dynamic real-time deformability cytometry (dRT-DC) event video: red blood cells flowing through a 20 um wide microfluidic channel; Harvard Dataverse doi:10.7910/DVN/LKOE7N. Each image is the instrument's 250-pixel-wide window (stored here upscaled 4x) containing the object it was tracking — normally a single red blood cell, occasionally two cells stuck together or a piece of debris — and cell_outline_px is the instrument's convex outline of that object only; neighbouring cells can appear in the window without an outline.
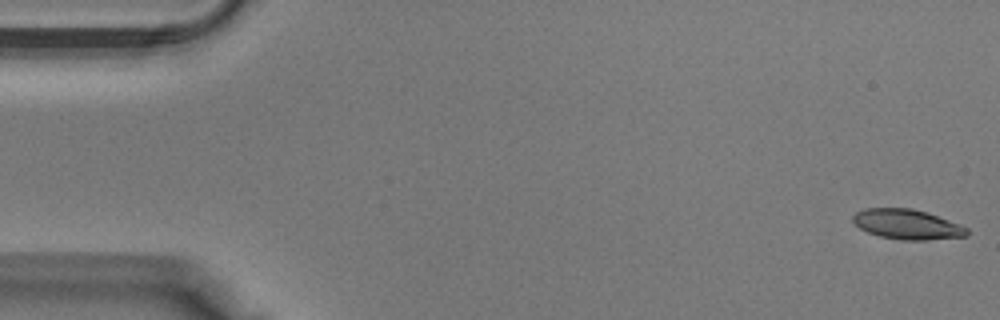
{"species": "Egyptian fruit bat (a non-hibernating species)", "species_latin": "Rousettus aegyptiacus", "temperature_condition": "warm", "stored_images_in_passage": 39, "camera_frame_rate_fps": 3000, "um_per_image_px": 0.085, "animal": {"sex": "male"}, "frame": {"image": 1, "passage_image": 1, "time_ms": 0.0, "image_size_px": [1000, 320], "cell_outline_px": [[968, 236], [924, 240], [900, 240], [880, 236], [868, 232], [860, 228], [852, 220], [852, 216], [856, 212], [864, 208], [912, 208], [928, 212], [960, 224], [968, 228]], "centroid_in_image_um": [77.12, 19.06], "position_along_channel_um": 7.9, "area_um2": 20.0}}
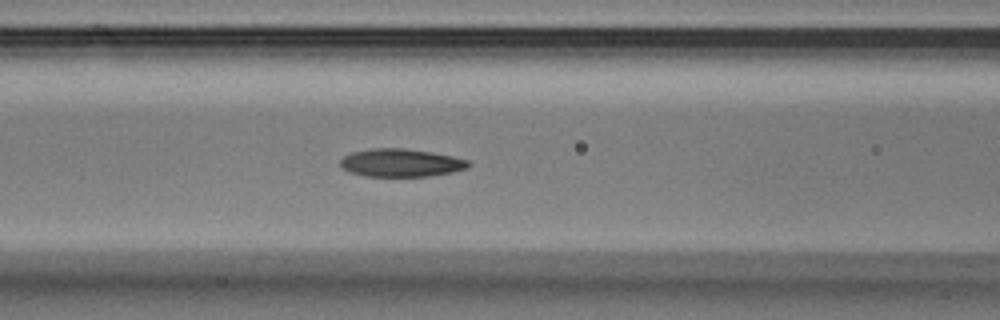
{"frame": {"image": 2, "passage_image": 16, "time_ms": 5.0, "image_size_px": [1000, 320], "cell_outline_px": [[472, 164], [468, 168], [452, 172], [428, 176], [368, 176], [348, 172], [340, 164], [340, 160], [344, 156], [352, 152], [372, 148], [404, 148], [432, 152], [452, 156], [468, 160]], "centroid_in_image_um": [34.1, 13.83], "position_along_channel_um": 132.5, "area_um2": 20.87}}
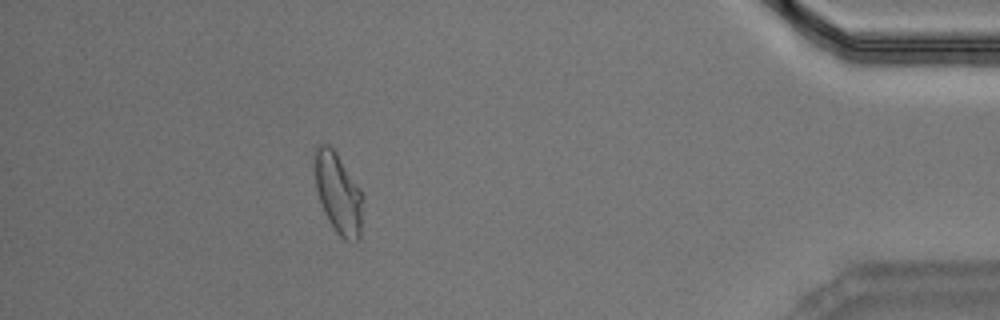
{"frame": {"image": 3, "passage_image": 35, "time_ms": 11.333, "image_size_px": [1000, 320], "cell_outline_px": [[364, 196], [360, 240], [356, 244], [344, 240], [336, 232], [328, 220], [324, 212], [316, 188], [312, 160], [312, 156], [316, 144], [328, 144], [336, 152], [360, 188]], "centroid_in_image_um": [28.75, 16.43], "position_along_channel_um": 406.5, "area_um2": 23.41}}